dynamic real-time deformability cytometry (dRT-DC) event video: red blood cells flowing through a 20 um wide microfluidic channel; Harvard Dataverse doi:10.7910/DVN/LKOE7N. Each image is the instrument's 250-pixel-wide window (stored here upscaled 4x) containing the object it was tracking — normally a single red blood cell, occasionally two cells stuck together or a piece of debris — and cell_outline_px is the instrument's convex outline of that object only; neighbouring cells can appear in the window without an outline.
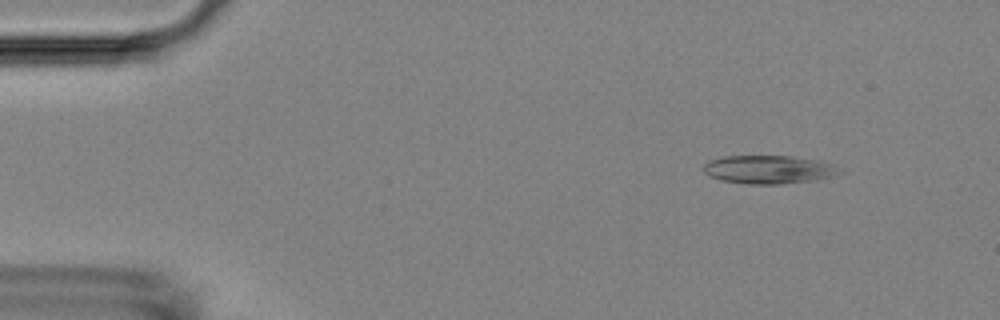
{"species": "Egyptian fruit bat (a non-hibernating species)", "species_latin": "Rousettus aegyptiacus", "temperature_condition": "room temperature", "stored_images_in_passage": 49, "camera_frame_rate_fps": 3000, "um_per_image_px": 0.085, "animal": {"sex": "female"}, "frame": {"image": 1, "passage_image": 2, "time_ms": 0.333, "image_size_px": [1000, 320], "cell_outline_px": [[844, 172], [836, 176], [812, 180], [776, 184], [748, 184], [720, 180], [708, 176], [704, 172], [704, 164], [708, 160], [724, 156], [792, 156], [816, 160], [832, 164], [844, 168]], "centroid_in_image_um": [65.37, 14.41], "position_along_channel_um": 19.6, "area_um2": 22.66}}
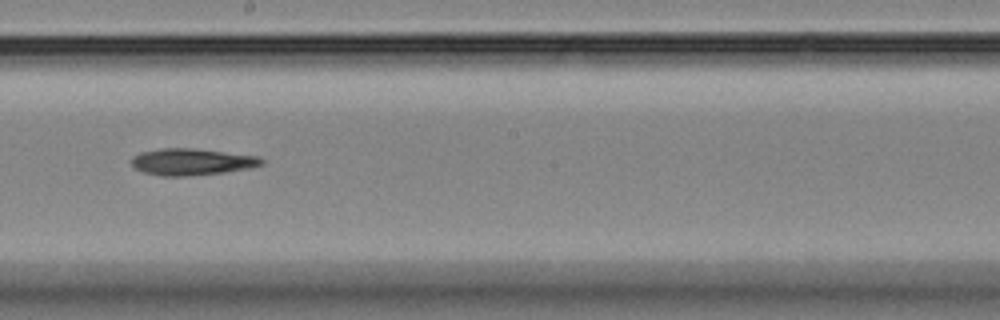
{"frame": {"image": 2, "passage_image": 26, "time_ms": 8.333, "image_size_px": [1000, 320], "cell_outline_px": [[264, 164], [248, 168], [224, 172], [188, 176], [160, 176], [144, 172], [136, 168], [132, 164], [132, 156], [140, 152], [160, 148], [192, 148], [256, 156], [264, 160]], "centroid_in_image_um": [16.27, 13.75], "position_along_channel_um": 231.9, "area_um2": 20.06}}
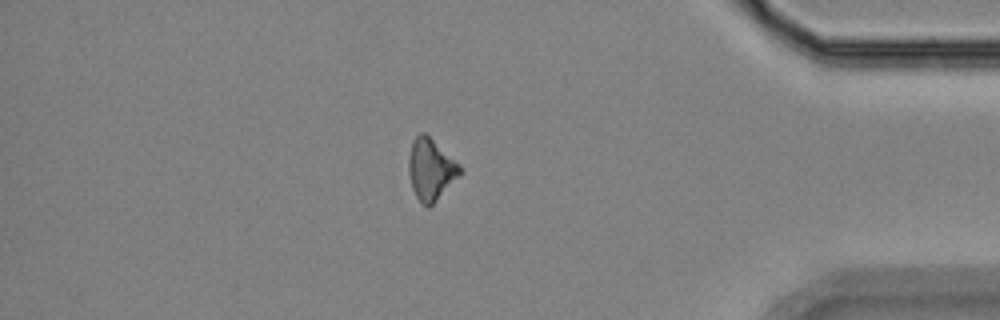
{"frame": {"image": 3, "passage_image": 42, "time_ms": 13.667, "image_size_px": [1000, 320], "cell_outline_px": [[464, 172], [428, 208], [416, 196], [412, 188], [408, 172], [408, 160], [412, 144], [416, 136], [420, 132], [424, 132], [460, 164], [464, 168]], "centroid_in_image_um": [36.64, 14.39], "position_along_channel_um": 398.6, "area_um2": 18.26}, "authors_computed_cell_mechanics": {"area_um2": 19.7098, "velocity_mm_per_s": 3.7027, "shape_relaxation_time_tau1_ms": 3.482, "shape_relaxation_time_tau2_ms": null, "deformation_change_tau1": 0.1284, "deformation_change_tau2": null}}